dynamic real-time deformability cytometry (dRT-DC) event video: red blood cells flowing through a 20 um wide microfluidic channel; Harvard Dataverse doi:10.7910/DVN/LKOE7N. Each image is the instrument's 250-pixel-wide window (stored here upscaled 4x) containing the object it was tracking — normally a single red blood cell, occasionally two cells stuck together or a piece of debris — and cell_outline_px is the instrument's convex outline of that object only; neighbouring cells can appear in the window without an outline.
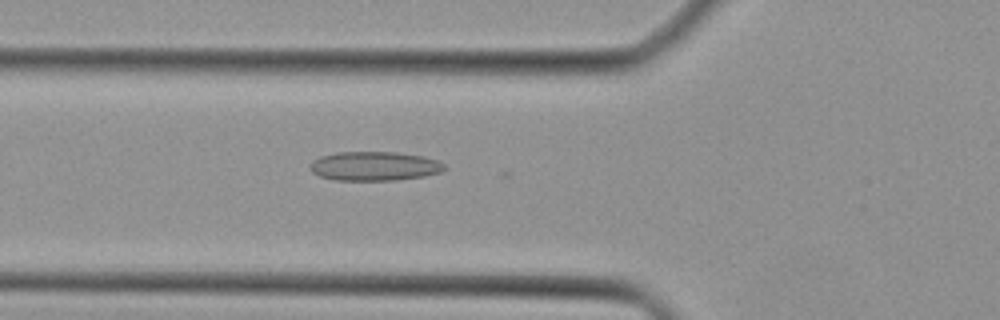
{"species": "Egyptian fruit bat (a non-hibernating species)", "species_latin": "Rousettus aegyptiacus", "temperature_condition": "cold", "stored_images_in_passage": 21, "camera_frame_rate_fps": 3000, "um_per_image_px": 0.085, "animal": {"sex": "female"}, "frame": {"image": 1, "passage_image": 2, "time_ms": 0.333, "image_size_px": [1000, 320], "cell_outline_px": [[448, 168], [440, 172], [424, 176], [396, 180], [332, 180], [320, 176], [312, 172], [312, 160], [320, 156], [336, 152], [396, 152], [424, 156], [440, 160]], "centroid_in_image_um": [31.87, 14.11], "position_along_channel_um": 93.9, "area_um2": 22.95}}
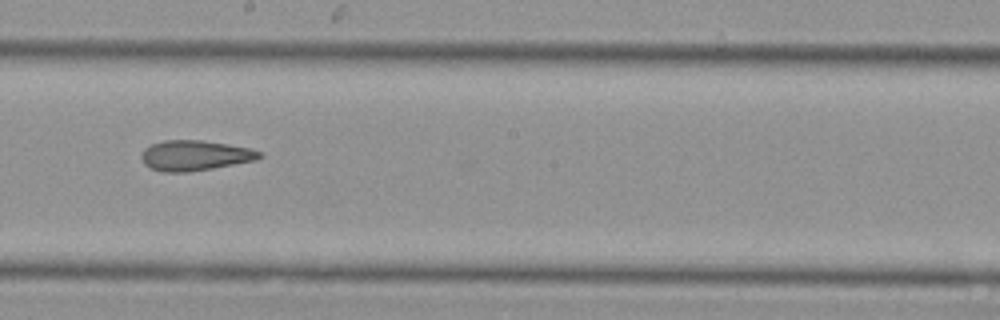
{"frame": {"image": 2, "passage_image": 11, "time_ms": 3.333, "image_size_px": [1000, 320], "cell_outline_px": [[264, 156], [256, 160], [212, 168], [188, 172], [164, 172], [148, 168], [144, 164], [140, 156], [144, 148], [152, 144], [164, 140], [200, 140], [228, 144], [252, 148], [260, 152]], "centroid_in_image_um": [16.55, 13.21], "position_along_channel_um": 231.6, "area_um2": 20.92}}
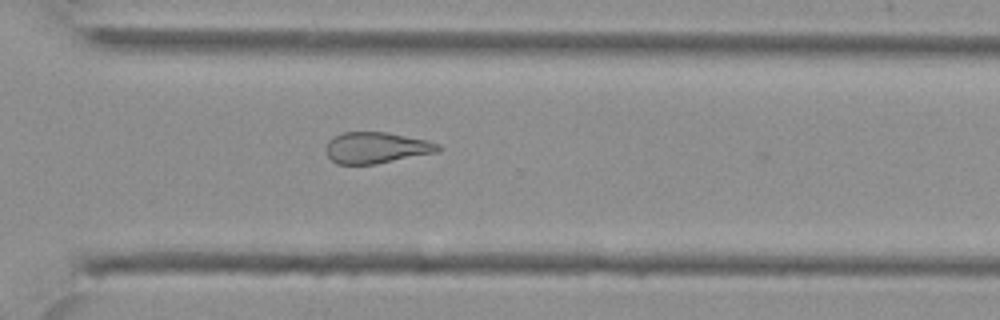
{"frame": {"image": 3, "passage_image": 18, "time_ms": 5.667, "image_size_px": [1000, 320], "cell_outline_px": [[440, 148], [436, 152], [376, 164], [336, 164], [328, 156], [324, 148], [328, 140], [332, 136], [344, 132], [384, 132], [428, 140], [440, 144]], "centroid_in_image_um": [31.93, 12.55], "position_along_channel_um": 338.7, "area_um2": 20.4}}